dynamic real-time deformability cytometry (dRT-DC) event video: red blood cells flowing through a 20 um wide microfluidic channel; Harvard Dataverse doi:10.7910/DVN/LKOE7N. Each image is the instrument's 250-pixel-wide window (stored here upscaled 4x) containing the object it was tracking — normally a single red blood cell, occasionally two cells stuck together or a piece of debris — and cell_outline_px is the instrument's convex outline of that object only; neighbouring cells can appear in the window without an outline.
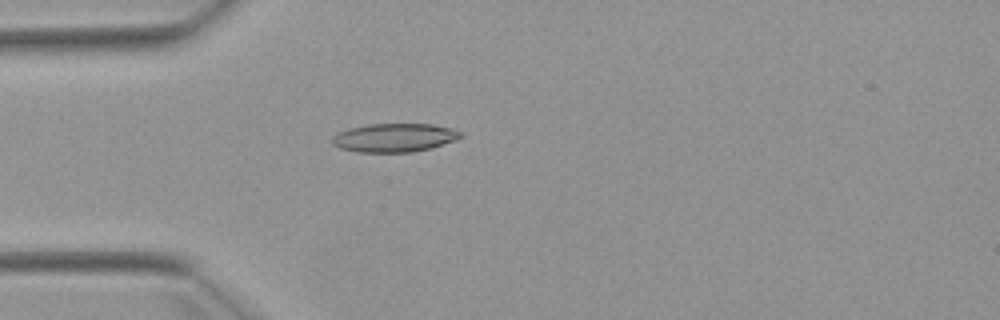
{"species": "Egyptian fruit bat (a non-hibernating species)", "species_latin": "Rousettus aegyptiacus", "temperature_condition": "warm", "stored_images_in_passage": 4, "camera_frame_rate_fps": 3000, "um_per_image_px": 0.085, "animal": {"sex": "female"}, "frame": {"image": 1, "passage_image": 4, "time_ms": 3.333, "image_size_px": [1000, 320], "cell_outline_px": [[464, 136], [456, 140], [432, 148], [412, 152], [356, 152], [340, 148], [332, 144], [332, 136], [348, 128], [368, 124], [432, 124], [452, 128], [460, 132]], "centroid_in_image_um": [33.53, 11.7], "position_along_channel_um": 51.5, "area_um2": 21.5}}